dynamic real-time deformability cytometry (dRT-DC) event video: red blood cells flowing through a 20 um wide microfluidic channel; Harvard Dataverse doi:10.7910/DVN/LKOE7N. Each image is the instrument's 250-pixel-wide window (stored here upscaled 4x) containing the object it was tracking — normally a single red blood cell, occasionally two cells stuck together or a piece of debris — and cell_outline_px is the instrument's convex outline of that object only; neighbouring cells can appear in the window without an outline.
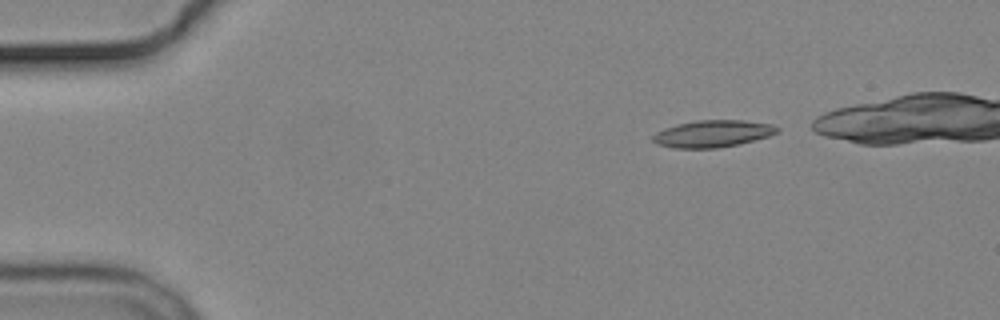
{"species": "common noctule bat (a hibernating species)", "species_latin": "Nyctalus noctula", "temperature_condition": "cold", "stored_images_in_passage": 4, "camera_frame_rate_fps": 3000, "um_per_image_px": 0.085, "animal": {"sex": "male", "body_mass_g": 19.2, "forearm_length_mm": 51.8}, "frame": {"image": 1, "passage_image": 1, "time_ms": 0.0, "image_size_px": [1000, 320], "cell_outline_px": [[780, 132], [768, 136], [736, 144], [716, 148], [672, 148], [656, 144], [652, 140], [652, 136], [656, 132], [664, 128], [676, 124], [696, 120], [744, 120], [772, 124], [780, 128]], "centroid_in_image_um": [60.55, 11.35], "position_along_channel_um": 24.4, "area_um2": 19.59}}